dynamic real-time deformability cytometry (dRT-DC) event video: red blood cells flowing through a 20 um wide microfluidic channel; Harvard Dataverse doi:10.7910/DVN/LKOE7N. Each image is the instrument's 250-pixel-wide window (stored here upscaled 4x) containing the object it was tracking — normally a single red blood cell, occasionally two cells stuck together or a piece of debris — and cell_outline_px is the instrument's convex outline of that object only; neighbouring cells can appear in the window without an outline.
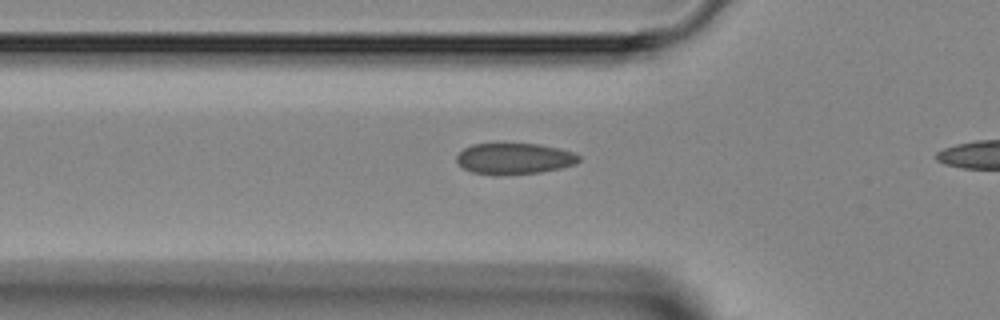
{"species": "Egyptian fruit bat (a non-hibernating species)", "species_latin": "Rousettus aegyptiacus", "temperature_condition": "room temperature", "stored_images_in_passage": 4, "camera_frame_rate_fps": 3000, "um_per_image_px": 0.085, "animal": {"sex": "female"}, "frame": {"image": 1, "passage_image": 2, "time_ms": 0.333, "image_size_px": [1000, 320], "cell_outline_px": [[580, 160], [576, 164], [560, 168], [540, 172], [472, 172], [464, 168], [456, 160], [456, 156], [464, 148], [472, 144], [540, 144], [560, 148], [572, 152], [580, 156]], "centroid_in_image_um": [43.77, 13.43], "position_along_channel_um": 82.0, "area_um2": 21.27}}